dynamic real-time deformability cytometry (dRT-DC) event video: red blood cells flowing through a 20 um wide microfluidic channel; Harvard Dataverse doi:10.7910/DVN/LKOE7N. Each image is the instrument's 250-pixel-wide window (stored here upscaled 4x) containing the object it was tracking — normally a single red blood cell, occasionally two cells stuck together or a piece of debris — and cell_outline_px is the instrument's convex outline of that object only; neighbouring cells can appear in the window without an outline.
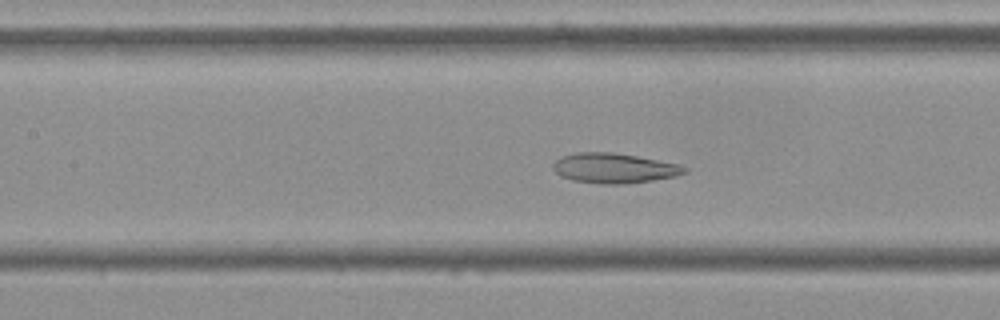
{"species": "Egyptian fruit bat (a non-hibernating species)", "species_latin": "Rousettus aegyptiacus", "temperature_condition": "cold", "stored_images_in_passage": 56, "camera_frame_rate_fps": 3000, "um_per_image_px": 0.085, "frame": {"image": 1, "passage_image": 25, "time_ms": 8.0, "image_size_px": [1000, 320], "cell_outline_px": [[688, 172], [676, 176], [652, 180], [620, 184], [600, 184], [572, 180], [560, 176], [552, 168], [552, 164], [560, 156], [576, 152], [612, 152], [636, 156], [680, 164], [688, 168]], "centroid_in_image_um": [52.18, 14.29], "position_along_channel_um": 155.2, "area_um2": 23.06}}
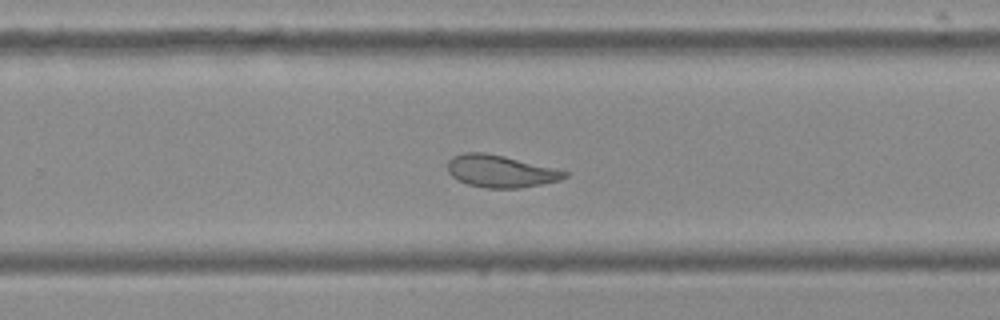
{"frame": {"image": 2, "passage_image": 36, "time_ms": 11.667, "image_size_px": [1000, 320], "cell_outline_px": [[568, 176], [560, 180], [520, 188], [484, 188], [468, 184], [456, 180], [448, 172], [448, 160], [452, 156], [464, 152], [484, 152], [504, 156], [568, 172]], "centroid_in_image_um": [42.49, 14.55], "position_along_channel_um": 287.3, "area_um2": 21.85}}
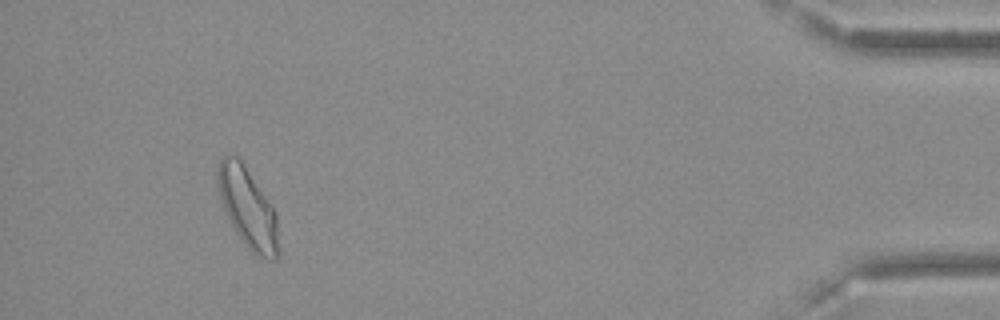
{"frame": {"image": 3, "passage_image": 52, "time_ms": 17.0, "image_size_px": [1000, 320], "cell_outline_px": [[280, 256], [276, 260], [272, 260], [260, 256], [252, 252], [244, 244], [228, 220], [220, 196], [216, 180], [216, 168], [220, 160], [224, 156], [236, 156], [244, 164], [272, 204], [276, 212]], "centroid_in_image_um": [21.08, 17.69], "position_along_channel_um": 414.1, "area_um2": 28.55}, "authors_computed_cell_mechanics": {"area_um2": 25.432, "velocity_mm_per_s": 3.6172, "shape_relaxation_time_tau1_ms": null, "shape_relaxation_time_tau2_ms": 2.72, "deformation_change_tau1": null, "deformation_change_tau2": 0.0977}}